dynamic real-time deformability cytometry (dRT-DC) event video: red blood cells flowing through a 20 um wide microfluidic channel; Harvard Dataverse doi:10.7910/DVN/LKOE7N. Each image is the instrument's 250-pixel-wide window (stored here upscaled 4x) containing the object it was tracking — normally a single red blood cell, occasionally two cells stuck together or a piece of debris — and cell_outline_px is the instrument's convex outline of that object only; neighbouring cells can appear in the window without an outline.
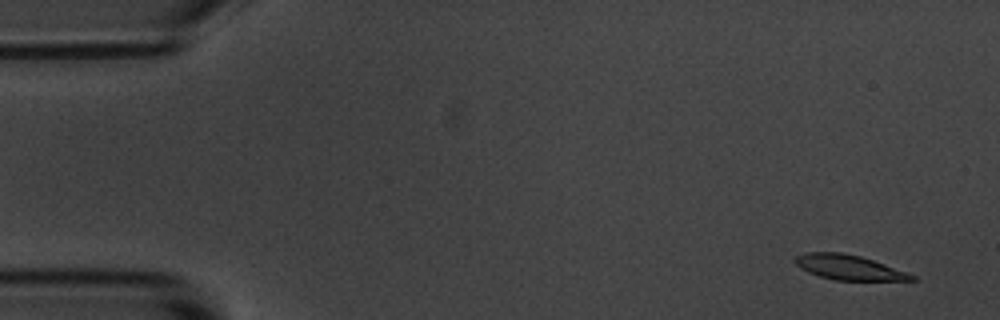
{"species": "common noctule bat (a hibernating species)", "species_latin": "Nyctalus noctula", "temperature_condition": "room temperature", "stored_images_in_passage": 5, "camera_frame_rate_fps": 3000, "um_per_image_px": 0.085, "animal": {"sex": "male", "body_mass_g": 20.1, "forearm_length_mm": 53.5}, "frame": {"image": 1, "passage_image": 1, "time_ms": 0.0, "image_size_px": [1000, 320], "cell_outline_px": [[916, 280], [832, 280], [808, 272], [800, 268], [792, 260], [796, 256], [808, 252], [844, 252], [860, 256], [884, 264], [916, 276]], "centroid_in_image_um": [72.1, 22.72], "position_along_channel_um": 12.9, "area_um2": 16.76}}
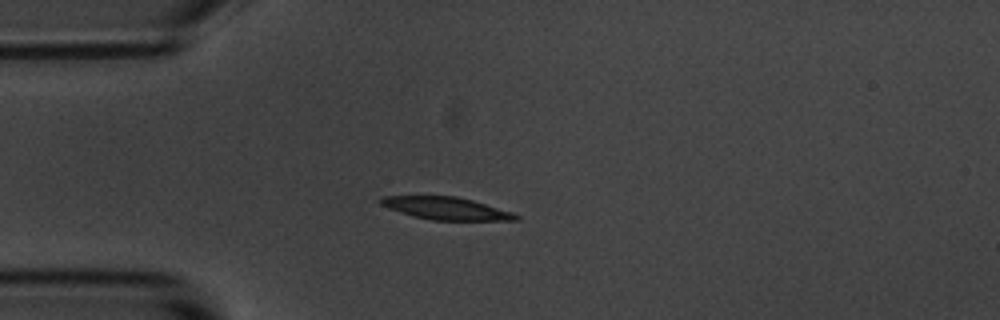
{"frame": {"image": 2, "passage_image": 4, "time_ms": 3.667, "image_size_px": [1000, 320], "cell_outline_px": [[520, 220], [432, 220], [412, 216], [388, 208], [380, 204], [376, 200], [384, 196], [456, 196], [472, 200], [512, 212], [520, 216]], "centroid_in_image_um": [37.89, 17.71], "position_along_channel_um": 47.1, "area_um2": 17.69}}